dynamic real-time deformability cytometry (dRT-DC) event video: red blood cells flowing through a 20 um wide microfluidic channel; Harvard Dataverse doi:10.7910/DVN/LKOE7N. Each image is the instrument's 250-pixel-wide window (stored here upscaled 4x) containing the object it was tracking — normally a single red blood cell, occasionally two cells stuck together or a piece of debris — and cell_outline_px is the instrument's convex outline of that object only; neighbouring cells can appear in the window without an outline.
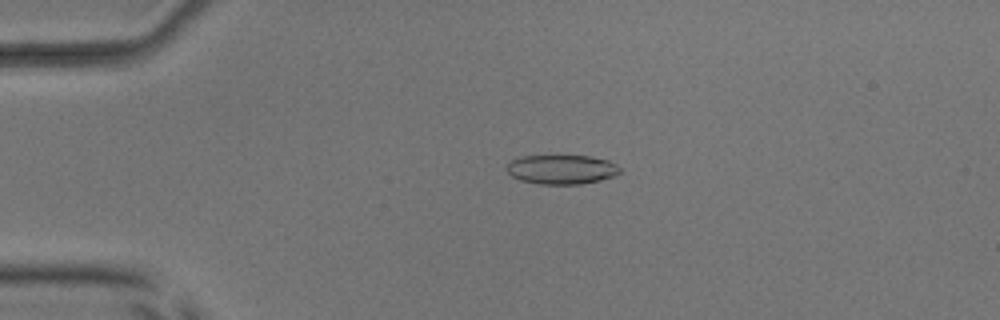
{"species": "common noctule bat (a hibernating species)", "species_latin": "Nyctalus noctula", "temperature_condition": "room temperature", "stored_images_in_passage": 55, "camera_frame_rate_fps": 3000, "um_per_image_px": 0.085, "animal": {"sex": "male", "body_mass_g": 17.9, "forearm_length_mm": 54.2}, "frame": {"image": 1, "passage_image": 13, "time_ms": 4.0, "image_size_px": [1000, 320], "cell_outline_px": [[624, 172], [616, 176], [600, 180], [580, 184], [536, 184], [520, 180], [512, 176], [504, 168], [512, 160], [520, 156], [588, 156], [608, 160], [616, 164]], "centroid_in_image_um": [47.76, 14.41], "position_along_channel_um": 37.2, "area_um2": 19.54}}
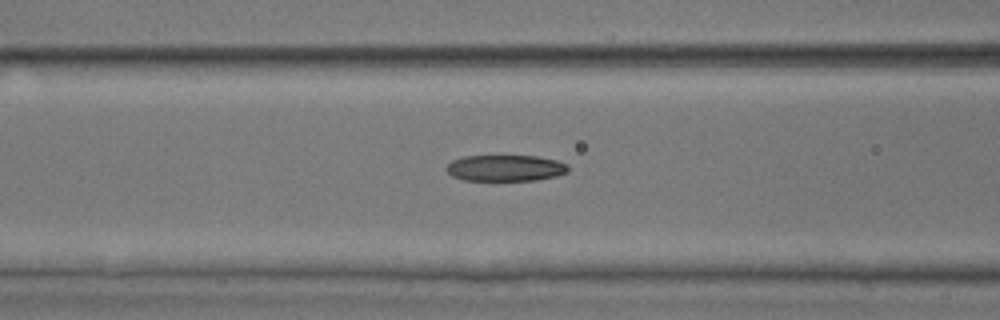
{"frame": {"image": 2, "passage_image": 23, "time_ms": 7.333, "image_size_px": [1000, 320], "cell_outline_px": [[568, 172], [556, 176], [536, 180], [464, 180], [452, 176], [444, 168], [452, 160], [464, 156], [536, 156], [556, 160], [568, 164]], "centroid_in_image_um": [42.95, 14.28], "position_along_channel_um": 123.6, "area_um2": 18.61}}
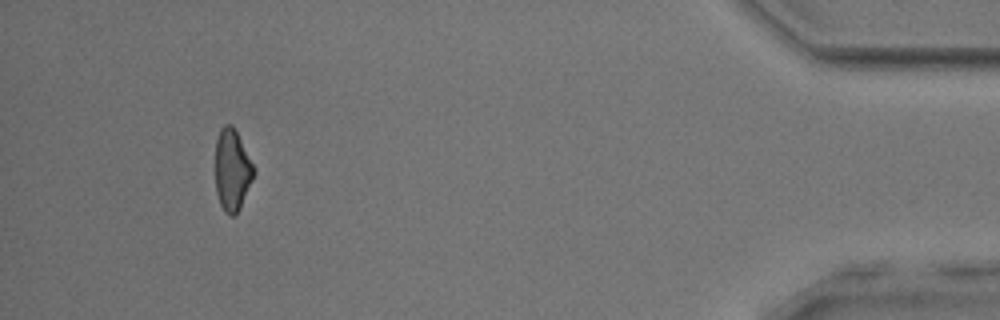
{"frame": {"image": 3, "passage_image": 51, "time_ms": 16.667, "image_size_px": [1000, 320], "cell_outline_px": [[256, 172], [240, 208], [232, 216], [224, 212], [220, 204], [216, 192], [216, 140], [220, 128], [224, 124], [232, 124]], "centroid_in_image_um": [19.72, 14.46], "position_along_channel_um": 415.5, "area_um2": 17.98}, "authors_computed_cell_mechanics": {"area_um2": 19.5942, "velocity_mm_per_s": 3.8252, "shape_relaxation_time_tau1_ms": 5.0233, "shape_relaxation_time_tau2_ms": 6.481, "deformation_change_tau1": 0.1315, "deformation_change_tau2": 0.1406}}